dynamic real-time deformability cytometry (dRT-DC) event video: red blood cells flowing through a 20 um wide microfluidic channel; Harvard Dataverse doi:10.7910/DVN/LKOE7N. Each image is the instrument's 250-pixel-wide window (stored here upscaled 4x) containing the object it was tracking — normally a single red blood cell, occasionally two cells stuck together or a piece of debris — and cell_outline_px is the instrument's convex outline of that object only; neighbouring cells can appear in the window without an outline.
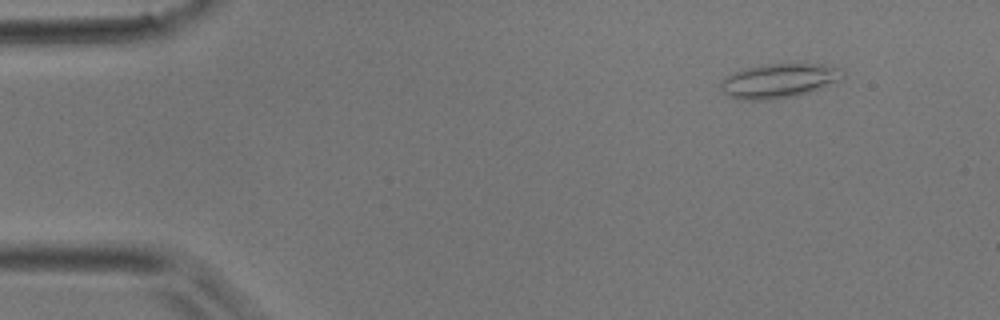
{"species": "common noctule bat (a hibernating species)", "species_latin": "Nyctalus noctula", "temperature_condition": "room temperature", "stored_images_in_passage": 4, "camera_frame_rate_fps": 3000, "um_per_image_px": 0.085, "animal": {"sex": "male", "body_mass_g": 17.9}, "frame": {"image": 1, "passage_image": 2, "time_ms": 0.333, "image_size_px": [1000, 320], "cell_outline_px": [[844, 76], [840, 80], [820, 88], [796, 96], [768, 100], [744, 100], [728, 96], [720, 88], [720, 80], [724, 76], [748, 68], [768, 64], [820, 64], [844, 68]], "centroid_in_image_um": [66.21, 6.87], "position_along_channel_um": 18.8, "area_um2": 24.39}}